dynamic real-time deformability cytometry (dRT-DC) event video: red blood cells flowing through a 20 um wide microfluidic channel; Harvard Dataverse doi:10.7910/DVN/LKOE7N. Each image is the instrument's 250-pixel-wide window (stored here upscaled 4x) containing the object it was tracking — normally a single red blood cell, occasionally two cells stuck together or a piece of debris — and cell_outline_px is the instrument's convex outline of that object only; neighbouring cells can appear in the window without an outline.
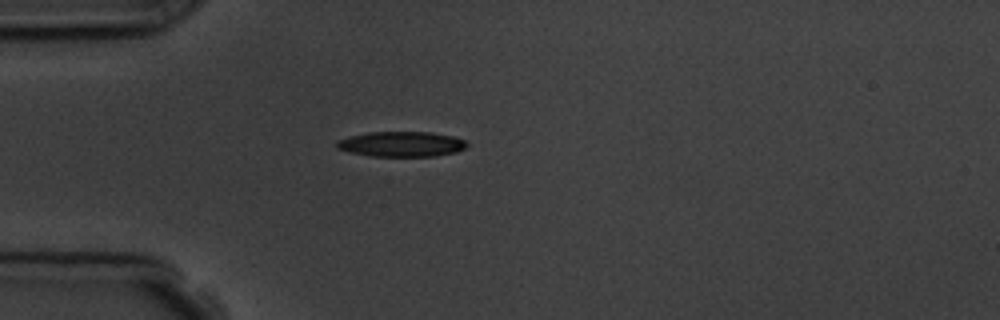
{"species": "common noctule bat (a hibernating species)", "species_latin": "Nyctalus noctula", "temperature_condition": "room temperature", "stored_images_in_passage": 1, "camera_frame_rate_fps": 3000, "um_per_image_px": 0.085, "animal": {"sex": "male", "body_mass_g": 19.5, "forearm_length_mm": 54.6}, "frame": {"image": 1, "passage_image": 1, "time_ms": 0.0, "image_size_px": [1000, 320], "cell_outline_px": [[468, 144], [464, 148], [456, 152], [436, 156], [368, 156], [348, 152], [336, 148], [336, 140], [348, 136], [368, 132], [432, 132], [452, 136], [464, 140]], "centroid_in_image_um": [34.07, 12.25], "position_along_channel_um": 50.9, "area_um2": 19.25}}